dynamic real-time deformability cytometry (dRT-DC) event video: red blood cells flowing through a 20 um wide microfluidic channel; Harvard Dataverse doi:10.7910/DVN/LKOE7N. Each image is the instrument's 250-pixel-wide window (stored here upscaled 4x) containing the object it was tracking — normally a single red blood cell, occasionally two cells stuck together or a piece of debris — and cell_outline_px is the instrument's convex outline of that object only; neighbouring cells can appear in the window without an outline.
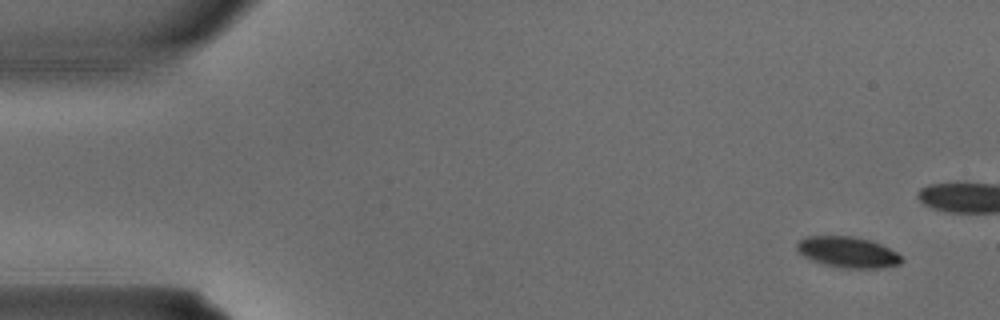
{"species": "common noctule bat (a hibernating species)", "species_latin": "Nyctalus noctula", "temperature_condition": "warm", "stored_images_in_passage": 4, "camera_frame_rate_fps": 3000, "um_per_image_px": 0.085, "animal": {"sex": "male", "body_mass_g": 15.6}, "frame": {"image": 1, "passage_image": 1, "time_ms": 0.0, "image_size_px": [1000, 320], "cell_outline_px": [[904, 260], [900, 264], [880, 268], [840, 268], [824, 264], [812, 260], [804, 256], [796, 248], [796, 244], [804, 236], [852, 236], [872, 240], [896, 252]], "centroid_in_image_um": [72.06, 21.43], "position_along_channel_um": 12.9, "area_um2": 18.84}}